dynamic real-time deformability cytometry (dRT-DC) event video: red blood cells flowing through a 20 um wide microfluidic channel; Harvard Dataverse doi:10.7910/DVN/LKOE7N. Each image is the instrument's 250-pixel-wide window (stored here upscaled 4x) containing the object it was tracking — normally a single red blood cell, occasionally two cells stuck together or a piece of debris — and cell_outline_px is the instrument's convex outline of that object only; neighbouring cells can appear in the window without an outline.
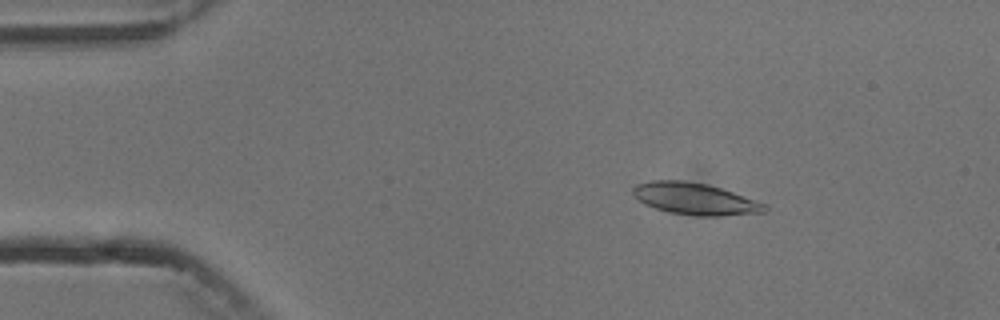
{"species": "common noctule bat (a hibernating species)", "species_latin": "Nyctalus noctula", "temperature_condition": "cold", "stored_images_in_passage": 5, "camera_frame_rate_fps": 3000, "um_per_image_px": 0.085, "animal": {"sex": "male", "body_mass_g": 13.3}, "frame": {"image": 1, "passage_image": 3, "time_ms": 2.333, "image_size_px": [1000, 320], "cell_outline_px": [[768, 208], [764, 212], [720, 216], [696, 216], [668, 212], [644, 204], [636, 200], [632, 196], [632, 188], [636, 184], [652, 180], [684, 180], [708, 184], [768, 204]], "centroid_in_image_um": [59.03, 16.9], "position_along_channel_um": 26.0, "area_um2": 24.62}}